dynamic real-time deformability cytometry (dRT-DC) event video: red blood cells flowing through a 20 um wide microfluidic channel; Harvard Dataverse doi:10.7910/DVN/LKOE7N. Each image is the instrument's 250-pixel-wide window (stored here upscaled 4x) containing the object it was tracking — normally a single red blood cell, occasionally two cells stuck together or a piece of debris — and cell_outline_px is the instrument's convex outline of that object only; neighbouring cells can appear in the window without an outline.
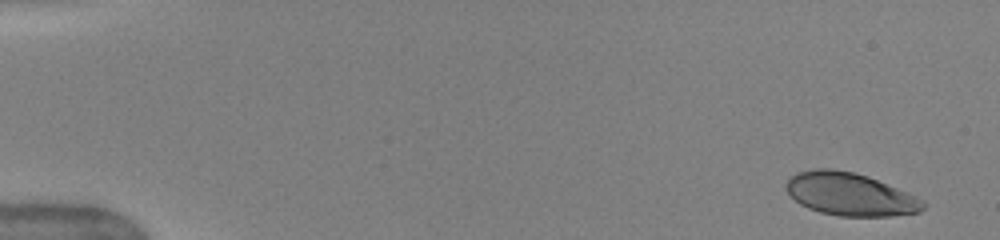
{"species": "human", "species_latin": "Homo sapiens", "temperature_condition": "warm", "stored_images_in_passage": 21, "camera_frame_rate_fps": 3000, "um_per_image_px": 0.085, "donor": {"sex": "female"}, "frame": {"image": 1, "passage_image": 1, "time_ms": 0.0, "image_size_px": [1000, 240], "cell_outline_px": [[924, 208], [920, 212], [892, 216], [840, 216], [820, 212], [808, 208], [800, 204], [784, 188], [784, 184], [788, 176], [796, 172], [816, 168], [832, 168], [852, 172], [868, 176], [916, 196], [924, 200]], "centroid_in_image_um": [72.21, 16.5], "position_along_channel_um": 12.8, "area_um2": 34.33}}
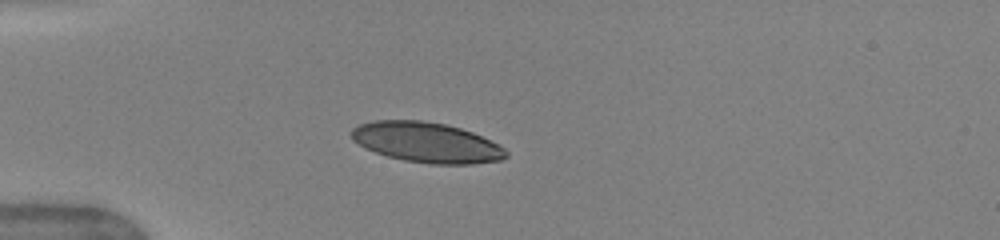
{"frame": {"image": 2, "passage_image": 15, "time_ms": 4.0, "image_size_px": [1000, 240], "cell_outline_px": [[508, 156], [500, 160], [472, 164], [428, 164], [404, 160], [388, 156], [364, 148], [352, 140], [352, 128], [360, 124], [376, 120], [420, 120], [444, 124], [460, 128], [472, 132], [504, 148], [508, 152]], "centroid_in_image_um": [36.24, 12.11], "position_along_channel_um": 48.8, "area_um2": 36.01}}
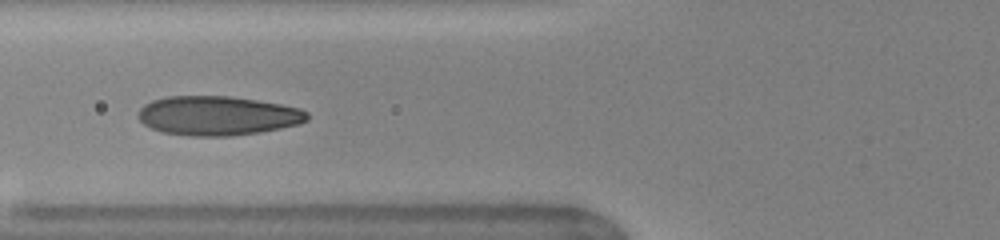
{"frame": {"image": 3, "passage_image": 19, "time_ms": 6.0, "image_size_px": [1000, 240], "cell_outline_px": [[308, 120], [296, 124], [280, 128], [260, 132], [232, 136], [192, 136], [160, 132], [144, 124], [136, 116], [140, 108], [144, 104], [152, 100], [168, 96], [228, 96], [256, 100], [280, 104], [300, 108], [308, 112]], "centroid_in_image_um": [18.46, 9.83], "position_along_channel_um": 107.3, "area_um2": 38.73}}